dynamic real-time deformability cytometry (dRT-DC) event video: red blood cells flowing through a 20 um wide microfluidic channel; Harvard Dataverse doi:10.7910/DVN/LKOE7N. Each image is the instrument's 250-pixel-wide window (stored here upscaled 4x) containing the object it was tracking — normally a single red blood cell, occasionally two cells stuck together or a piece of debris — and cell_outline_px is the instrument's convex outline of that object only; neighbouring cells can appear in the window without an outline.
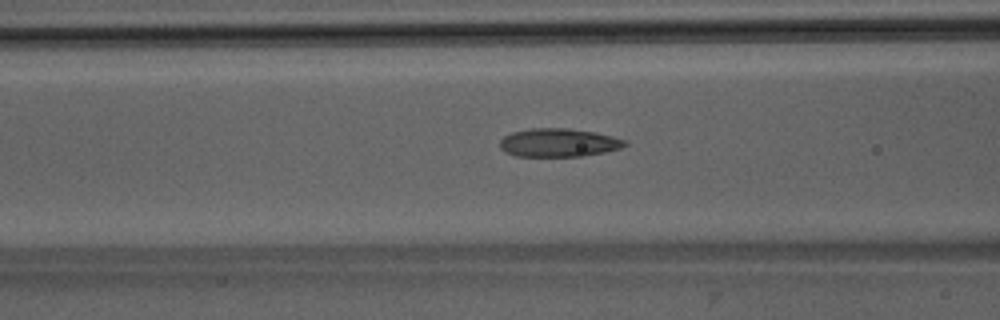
{"species": "Egyptian fruit bat (a non-hibernating species)", "species_latin": "Rousettus aegyptiacus", "temperature_condition": "room temperature", "stored_images_in_passage": 35, "camera_frame_rate_fps": 3000, "um_per_image_px": 0.085, "animal": {"sex": "male"}, "frame": {"image": 1, "passage_image": 4, "time_ms": 1.0, "image_size_px": [1000, 320], "cell_outline_px": [[628, 144], [620, 148], [604, 152], [584, 156], [516, 156], [504, 152], [500, 148], [500, 140], [504, 136], [512, 132], [532, 128], [568, 128], [596, 132], [628, 140]], "centroid_in_image_um": [47.49, 12.12], "position_along_channel_um": 119.1, "area_um2": 20.81}}
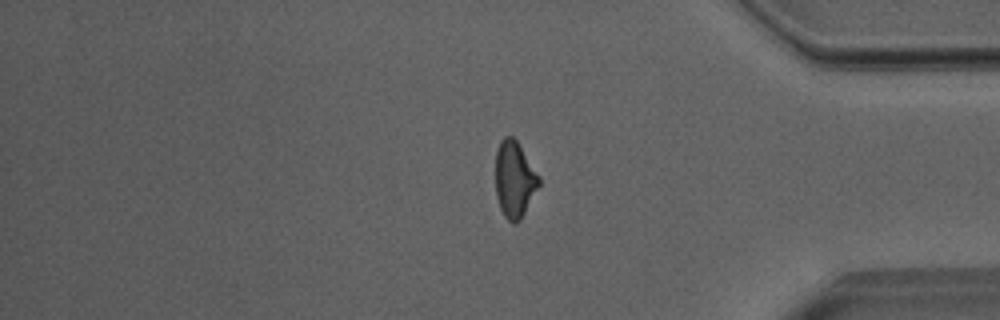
{"frame": {"image": 2, "passage_image": 26, "time_ms": 8.333, "image_size_px": [1000, 320], "cell_outline_px": [[540, 184], [520, 220], [516, 224], [512, 224], [504, 216], [500, 208], [496, 196], [496, 152], [500, 140], [504, 136], [512, 136], [516, 140], [540, 176]], "centroid_in_image_um": [43.72, 15.25], "position_along_channel_um": 391.5, "area_um2": 19.31}}
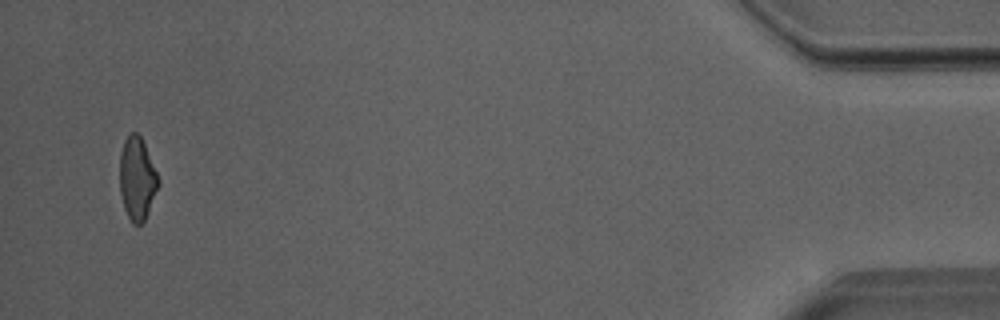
{"frame": {"image": 3, "passage_image": 33, "time_ms": 10.667, "image_size_px": [1000, 320], "cell_outline_px": [[160, 184], [144, 220], [140, 224], [132, 224], [124, 208], [120, 196], [120, 152], [124, 140], [132, 132], [136, 132], [140, 136], [144, 144], [160, 180]], "centroid_in_image_um": [11.64, 15.19], "position_along_channel_um": 423.6, "area_um2": 18.5}}